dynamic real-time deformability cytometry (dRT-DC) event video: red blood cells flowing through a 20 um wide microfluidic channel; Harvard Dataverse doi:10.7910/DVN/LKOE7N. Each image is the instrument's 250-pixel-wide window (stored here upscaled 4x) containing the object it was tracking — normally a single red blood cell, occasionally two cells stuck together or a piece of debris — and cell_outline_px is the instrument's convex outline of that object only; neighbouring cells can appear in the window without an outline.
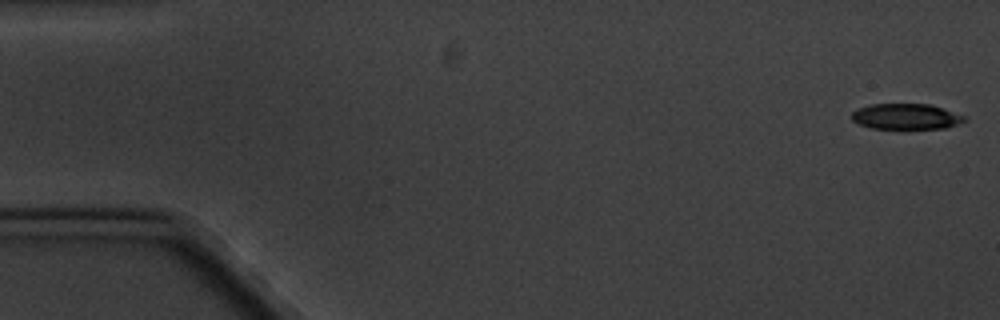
{"species": "common noctule bat (a hibernating species)", "species_latin": "Nyctalus noctula", "temperature_condition": "cold", "stored_images_in_passage": 7, "camera_frame_rate_fps": 3000, "um_per_image_px": 0.085, "animal": {"sex": "male", "body_mass_g": 20.1, "forearm_length_mm": 53.5}, "frame": {"image": 1, "passage_image": 1, "time_ms": 0.0, "image_size_px": [1000, 320], "cell_outline_px": [[968, 120], [944, 128], [872, 128], [860, 124], [852, 120], [852, 112], [856, 108], [872, 104], [928, 104], [964, 116]], "centroid_in_image_um": [76.96, 9.9], "position_along_channel_um": 8.0, "area_um2": 16.53}}
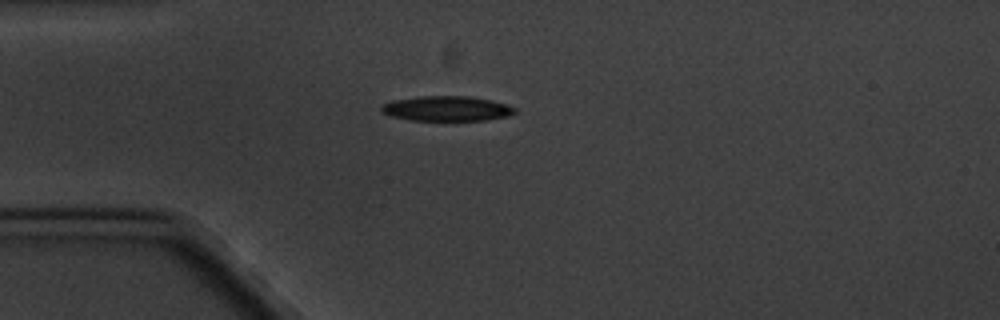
{"frame": {"image": 2, "passage_image": 5, "time_ms": 4.667, "image_size_px": [1000, 320], "cell_outline_px": [[516, 112], [508, 116], [484, 120], [408, 120], [388, 116], [380, 112], [380, 104], [392, 100], [416, 96], [468, 96], [492, 100], [508, 104], [516, 108]], "centroid_in_image_um": [37.91, 9.22], "position_along_channel_um": 47.1, "area_um2": 19.77}}